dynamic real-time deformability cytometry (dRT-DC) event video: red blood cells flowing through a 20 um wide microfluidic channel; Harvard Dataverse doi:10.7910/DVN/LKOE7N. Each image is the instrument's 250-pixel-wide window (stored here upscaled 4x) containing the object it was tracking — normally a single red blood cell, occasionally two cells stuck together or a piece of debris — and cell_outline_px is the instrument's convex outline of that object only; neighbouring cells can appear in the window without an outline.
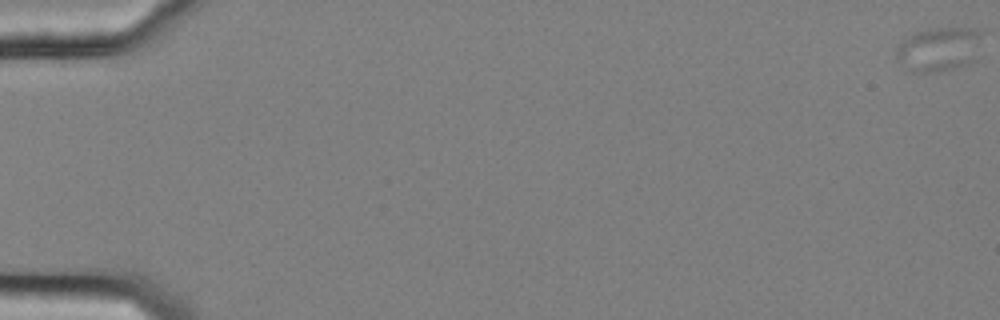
{"species": "common noctule bat (a hibernating species)", "species_latin": "Nyctalus noctula", "temperature_condition": "cold", "stored_images_in_passage": 59, "camera_frame_rate_fps": 3000, "um_per_image_px": 0.085, "animal": {"sex": "female", "body_mass_g": 25.1}, "frame": {"image": 1, "passage_image": 1, "time_ms": 0.0, "image_size_px": [1000, 320], "cell_outline_px": [[984, 28], [972, 60], [968, 64], [952, 68], [932, 72], [908, 72], [896, 60], [896, 48], [904, 40], [916, 32], [936, 28]], "centroid_in_image_um": [79.76, 4.18], "position_along_channel_um": 5.2, "area_um2": 21.85}}
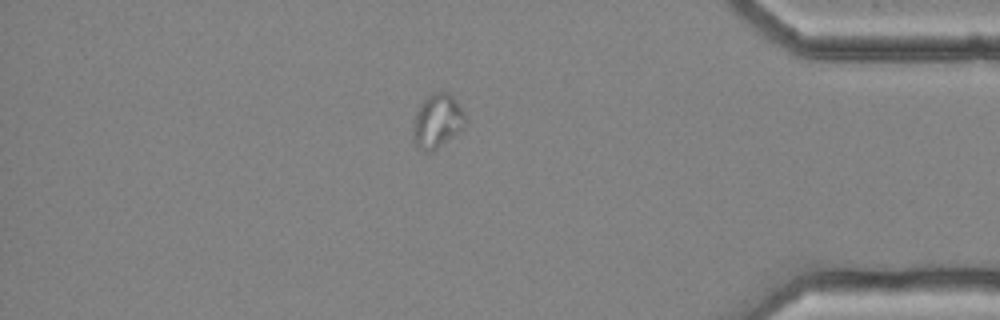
{"frame": {"image": 2, "passage_image": 51, "time_ms": 16.667, "image_size_px": [1000, 320], "cell_outline_px": [[464, 128], [460, 132], [432, 152], [424, 152], [416, 148], [412, 136], [412, 128], [416, 112], [420, 104], [432, 92], [448, 92], [460, 104], [464, 112]], "centroid_in_image_um": [37.15, 10.32], "position_along_channel_um": 398.1, "area_um2": 16.7}}
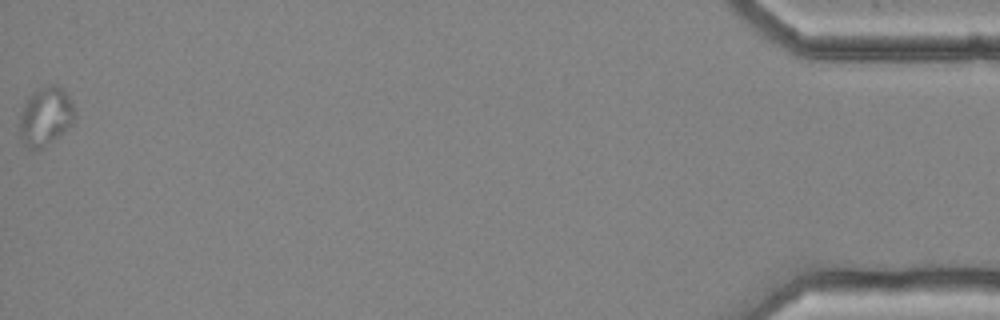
{"frame": {"image": 3, "passage_image": 59, "time_ms": 19.333, "image_size_px": [1000, 320], "cell_outline_px": [[76, 116], [68, 128], [64, 132], [40, 148], [28, 148], [24, 144], [20, 136], [20, 116], [24, 104], [28, 96], [32, 92], [48, 84], [56, 84], [72, 100], [76, 112]], "centroid_in_image_um": [3.88, 9.86], "position_along_channel_um": 431.3, "area_um2": 18.67}}